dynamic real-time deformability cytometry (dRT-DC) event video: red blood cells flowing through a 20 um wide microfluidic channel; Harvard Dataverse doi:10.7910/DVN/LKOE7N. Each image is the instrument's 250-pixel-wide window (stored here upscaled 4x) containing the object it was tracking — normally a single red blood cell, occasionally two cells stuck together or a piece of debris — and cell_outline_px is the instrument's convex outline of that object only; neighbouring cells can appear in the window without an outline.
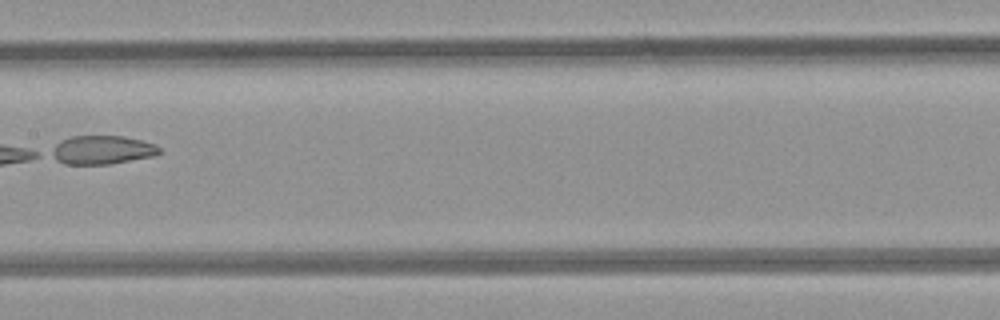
{"species": "common noctule bat (a hibernating species)", "species_latin": "Nyctalus noctula", "temperature_condition": "room temperature", "stored_images_in_passage": 5, "camera_frame_rate_fps": 3000, "um_per_image_px": 0.085, "animal": {"sex": "female", "body_mass_g": 21.9}, "frame": {"image": 1, "passage_image": 5, "time_ms": 4.667, "image_size_px": [1000, 320], "cell_outline_px": [[160, 152], [156, 156], [112, 164], [64, 164], [48, 156], [48, 152], [60, 140], [72, 136], [124, 136], [156, 144], [160, 148]], "centroid_in_image_um": [8.64, 12.75], "position_along_channel_um": 198.8, "area_um2": 18.38}}